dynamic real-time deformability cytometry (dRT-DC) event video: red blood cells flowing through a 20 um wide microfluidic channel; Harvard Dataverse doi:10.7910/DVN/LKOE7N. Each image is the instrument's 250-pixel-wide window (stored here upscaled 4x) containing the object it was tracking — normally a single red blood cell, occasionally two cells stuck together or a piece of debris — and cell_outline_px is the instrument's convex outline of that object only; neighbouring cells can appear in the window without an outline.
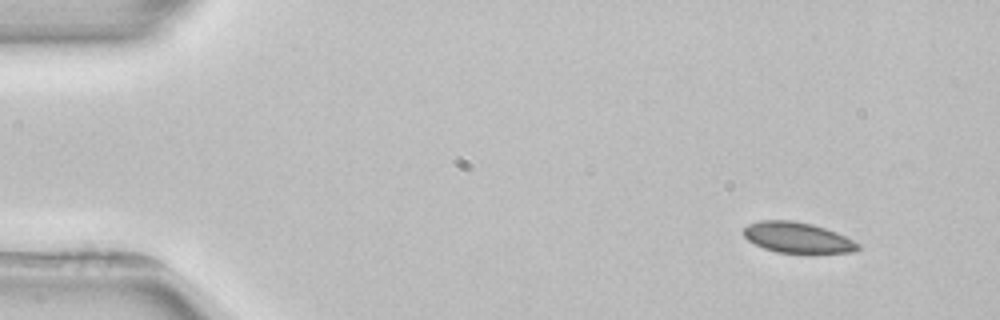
{"species": "common noctule bat (a hibernating species)", "species_latin": "Nyctalus noctula", "temperature_condition": "room temperature", "stored_images_in_passage": 3, "camera_frame_rate_fps": 3000, "um_per_image_px": 0.085, "animal": {"sex": "female", "body_mass_g": 22.7, "forearm_length_mm": 54.2}, "frame": {"image": 1, "passage_image": 1, "time_ms": 0.0, "image_size_px": [1000, 320], "cell_outline_px": [[860, 248], [856, 252], [808, 256], [776, 252], [764, 248], [748, 240], [744, 236], [744, 228], [748, 224], [760, 220], [792, 220], [812, 224], [836, 232], [860, 244]], "centroid_in_image_um": [67.84, 20.25], "position_along_channel_um": 17.2, "area_um2": 21.27}}